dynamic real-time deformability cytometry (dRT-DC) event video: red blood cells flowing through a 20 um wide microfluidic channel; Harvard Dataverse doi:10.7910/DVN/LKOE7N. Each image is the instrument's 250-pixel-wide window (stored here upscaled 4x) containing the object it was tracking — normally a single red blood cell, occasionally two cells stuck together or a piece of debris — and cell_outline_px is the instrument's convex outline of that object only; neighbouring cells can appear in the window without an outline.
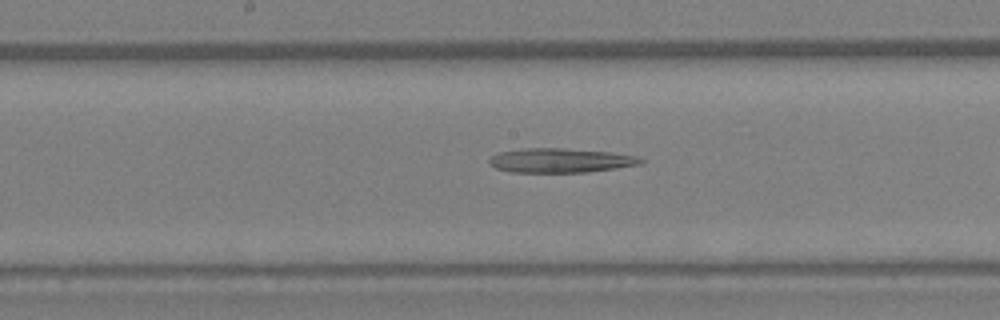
{"species": "Egyptian fruit bat (a non-hibernating species)", "species_latin": "Rousettus aegyptiacus", "temperature_condition": "warm", "stored_images_in_passage": 23, "camera_frame_rate_fps": 3000, "um_per_image_px": 0.085, "animal": {"sex": "female"}, "frame": {"image": 1, "passage_image": 14, "time_ms": 4.333, "image_size_px": [1000, 320], "cell_outline_px": [[644, 164], [588, 172], [508, 172], [496, 168], [488, 164], [488, 160], [492, 156], [500, 152], [524, 148], [564, 148], [608, 152], [636, 156], [644, 160]], "centroid_in_image_um": [47.63, 13.64], "position_along_channel_um": 200.6, "area_um2": 21.5}}